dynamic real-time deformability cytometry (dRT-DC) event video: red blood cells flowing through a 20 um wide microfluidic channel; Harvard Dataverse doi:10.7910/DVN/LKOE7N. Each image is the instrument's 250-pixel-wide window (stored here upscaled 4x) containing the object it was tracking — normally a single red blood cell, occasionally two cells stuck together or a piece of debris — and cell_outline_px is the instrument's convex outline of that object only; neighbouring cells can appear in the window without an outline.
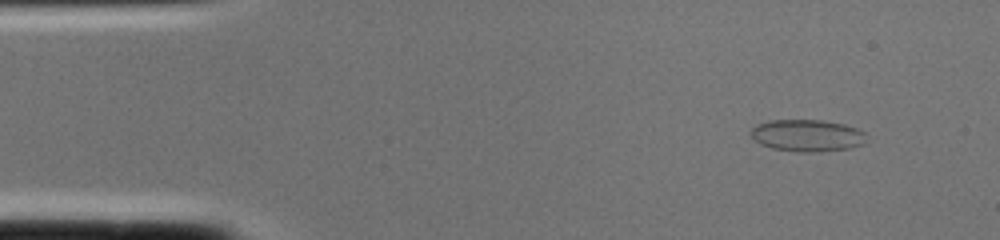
{"species": "common noctule bat (a hibernating species)", "species_latin": "Nyctalus noctula", "temperature_condition": "cold", "stored_images_in_passage": 1, "camera_frame_rate_fps": 3000, "um_per_image_px": 0.085, "animal": {"sex": "female", "body_mass_g": 22.0, "forearm_length_mm": 56.7}, "frame": {"image": 1, "passage_image": 1, "time_ms": 0.0, "image_size_px": [1000, 240], "cell_outline_px": [[864, 144], [848, 148], [812, 152], [800, 152], [772, 148], [760, 144], [748, 132], [756, 124], [772, 120], [820, 120], [844, 124], [856, 128], [864, 132]], "centroid_in_image_um": [68.57, 11.51], "position_along_channel_um": 16.4, "area_um2": 21.33}}